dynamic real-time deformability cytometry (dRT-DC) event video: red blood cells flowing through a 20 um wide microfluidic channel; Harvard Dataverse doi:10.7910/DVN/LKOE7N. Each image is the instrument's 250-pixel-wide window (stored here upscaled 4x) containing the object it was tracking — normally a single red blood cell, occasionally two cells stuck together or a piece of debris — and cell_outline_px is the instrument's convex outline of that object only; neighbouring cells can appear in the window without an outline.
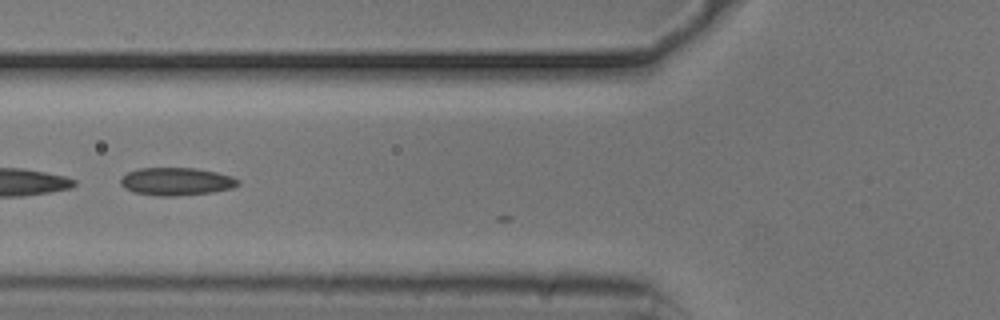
{"species": "common noctule bat (a hibernating species)", "species_latin": "Nyctalus noctula", "temperature_condition": "cold", "stored_images_in_passage": 3, "camera_frame_rate_fps": 3000, "um_per_image_px": 0.085, "animal": {"sex": "male", "body_mass_g": 20.5, "forearm_length_mm": 52.5}, "frame": {"image": 1, "passage_image": 2, "time_ms": 0.333, "image_size_px": [1000, 320], "cell_outline_px": [[240, 184], [232, 188], [212, 192], [176, 196], [160, 196], [132, 192], [124, 188], [120, 184], [120, 180], [128, 172], [136, 168], [196, 168], [216, 172], [232, 176], [240, 180]], "centroid_in_image_um": [14.99, 15.42], "position_along_channel_um": 110.8, "area_um2": 19.13}}